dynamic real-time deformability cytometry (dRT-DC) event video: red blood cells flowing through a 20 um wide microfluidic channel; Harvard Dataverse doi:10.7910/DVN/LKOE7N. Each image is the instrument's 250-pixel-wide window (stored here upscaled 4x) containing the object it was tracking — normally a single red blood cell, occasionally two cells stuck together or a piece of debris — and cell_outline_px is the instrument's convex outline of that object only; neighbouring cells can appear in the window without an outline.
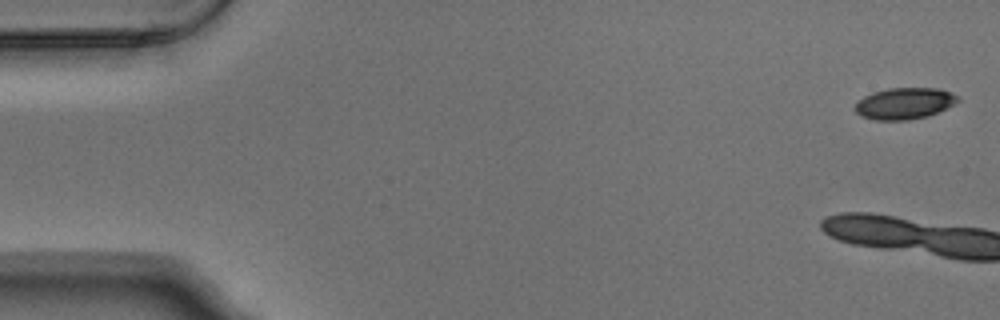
{"species": "Egyptian fruit bat (a non-hibernating species)", "species_latin": "Rousettus aegyptiacus", "temperature_condition": "warm", "stored_images_in_passage": 3, "segment_of_instrument_passage": [2, 2], "camera_frame_rate_fps": 3000, "um_per_image_px": 0.085, "animal": {"sex": "male"}, "frame": {"image": 1, "passage_image": 3, "time_ms": 0.667, "image_size_px": [1000, 320], "cell_outline_px": [[960, 100], [956, 104], [928, 116], [908, 120], [876, 120], [860, 116], [852, 108], [856, 100], [872, 92], [888, 88], [940, 88], [956, 96]], "centroid_in_image_um": [76.82, 8.79], "position_along_channel_um": 8.2, "area_um2": 19.07}}